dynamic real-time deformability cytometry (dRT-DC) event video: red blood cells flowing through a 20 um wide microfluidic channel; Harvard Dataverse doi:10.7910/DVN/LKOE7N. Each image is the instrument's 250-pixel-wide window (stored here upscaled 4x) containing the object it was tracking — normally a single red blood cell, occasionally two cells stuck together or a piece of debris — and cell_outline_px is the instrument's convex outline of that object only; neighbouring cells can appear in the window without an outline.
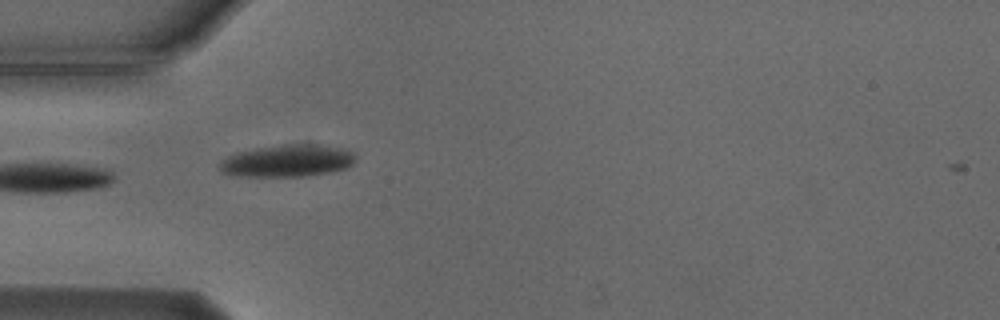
{"species": "Egyptian fruit bat (a non-hibernating species)", "species_latin": "Rousettus aegyptiacus", "temperature_condition": "cold", "stored_images_in_passage": 9, "camera_frame_rate_fps": 3000, "um_per_image_px": 0.085, "animal": {"sex": "male"}, "frame": {"image": 1, "passage_image": 1, "time_ms": 0.0, "image_size_px": [1000, 320], "cell_outline_px": [[356, 160], [352, 164], [344, 168], [328, 172], [304, 176], [236, 176], [224, 172], [216, 164], [220, 160], [236, 152], [256, 148], [284, 144], [316, 144], [340, 148], [352, 152], [356, 156]], "centroid_in_image_um": [24.39, 13.66], "position_along_channel_um": 60.6, "area_um2": 25.37}}